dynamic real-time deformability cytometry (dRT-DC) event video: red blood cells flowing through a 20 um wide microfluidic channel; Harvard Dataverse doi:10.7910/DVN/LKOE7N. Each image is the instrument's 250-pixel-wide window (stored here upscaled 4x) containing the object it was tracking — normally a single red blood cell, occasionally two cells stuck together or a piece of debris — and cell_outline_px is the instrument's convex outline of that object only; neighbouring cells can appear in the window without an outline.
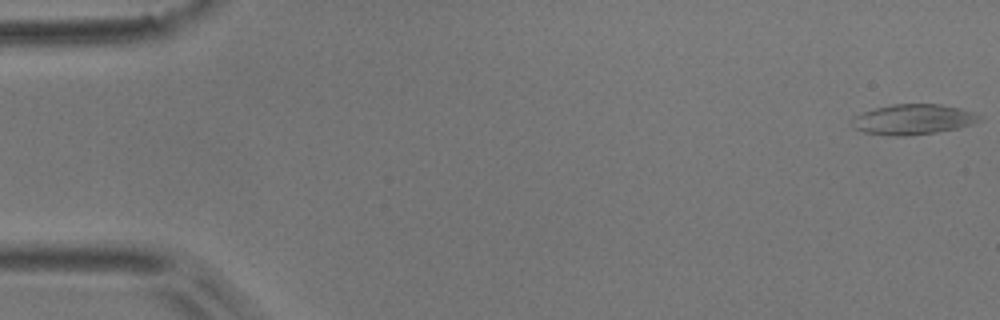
{"species": "common noctule bat (a hibernating species)", "species_latin": "Nyctalus noctula", "temperature_condition": "room temperature", "stored_images_in_passage": 5, "segment_of_instrument_passage": [2, 2], "camera_frame_rate_fps": 3000, "um_per_image_px": 0.085, "animal": {"sex": "male", "body_mass_g": 17.9}, "frame": {"image": 1, "passage_image": 5, "time_ms": 1.333, "image_size_px": [1000, 320], "cell_outline_px": [[980, 120], [972, 124], [956, 128], [936, 132], [904, 136], [888, 136], [864, 132], [856, 128], [852, 124], [852, 116], [876, 108], [892, 104], [940, 104], [960, 108], [972, 112], [980, 116]], "centroid_in_image_um": [77.58, 10.15], "position_along_channel_um": 7.4, "area_um2": 22.31}}